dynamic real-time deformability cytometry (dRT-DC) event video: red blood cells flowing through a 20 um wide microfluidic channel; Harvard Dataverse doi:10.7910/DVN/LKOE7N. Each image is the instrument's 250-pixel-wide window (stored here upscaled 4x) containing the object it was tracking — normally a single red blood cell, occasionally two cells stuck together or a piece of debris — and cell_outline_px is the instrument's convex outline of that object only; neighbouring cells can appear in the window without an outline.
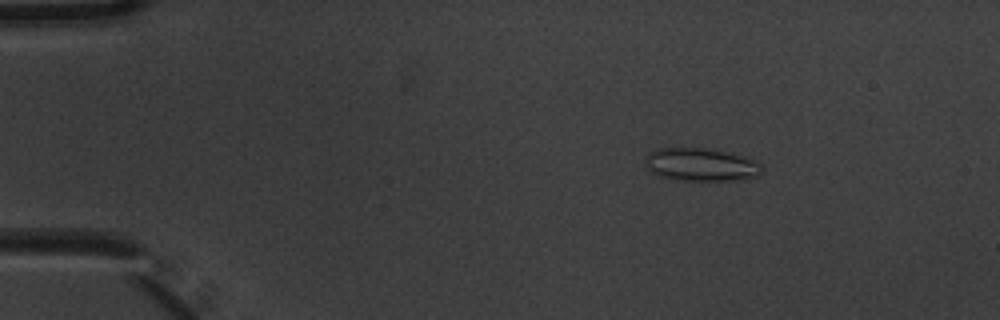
{"species": "common noctule bat (a hibernating species)", "species_latin": "Nyctalus noctula", "temperature_condition": "warm", "stored_images_in_passage": 5, "camera_frame_rate_fps": 3000, "um_per_image_px": 0.085, "animal": {"sex": "male", "body_mass_g": 20.1, "forearm_length_mm": 53.5}, "frame": {"image": 1, "passage_image": 3, "time_ms": 0.667, "image_size_px": [1000, 320], "cell_outline_px": [[764, 172], [756, 176], [740, 180], [676, 180], [660, 176], [652, 172], [648, 168], [648, 152], [656, 148], [712, 148], [752, 160], [760, 164], [764, 168]], "centroid_in_image_um": [59.6, 14.0], "position_along_channel_um": 25.4, "area_um2": 22.2}}